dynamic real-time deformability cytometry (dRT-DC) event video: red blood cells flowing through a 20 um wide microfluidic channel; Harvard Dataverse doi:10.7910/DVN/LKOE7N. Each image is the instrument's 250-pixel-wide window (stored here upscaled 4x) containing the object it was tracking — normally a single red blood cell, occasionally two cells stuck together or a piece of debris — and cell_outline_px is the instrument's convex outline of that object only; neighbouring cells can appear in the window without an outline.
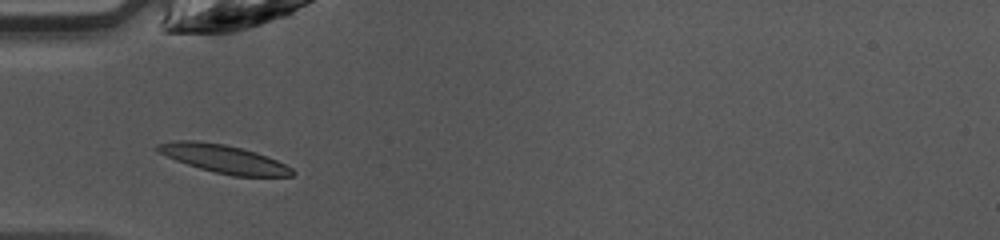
{"species": "common noctule bat (a hibernating species)", "species_latin": "Nyctalus noctula", "temperature_condition": "warm", "stored_images_in_passage": 34, "camera_frame_rate_fps": 3000, "um_per_image_px": 0.085, "animal": {"sex": "female", "body_mass_g": 10.0, "forearm_length_mm": 53.1}, "frame": {"image": 1, "passage_image": 2, "time_ms": 0.333, "image_size_px": [1000, 240], "cell_outline_px": [[296, 172], [292, 176], [232, 176], [200, 168], [176, 160], [160, 152], [156, 148], [156, 144], [176, 140], [196, 140], [224, 144], [256, 152], [268, 156], [292, 168]], "centroid_in_image_um": [19.04, 13.5], "position_along_channel_um": 66.0, "area_um2": 21.85}}
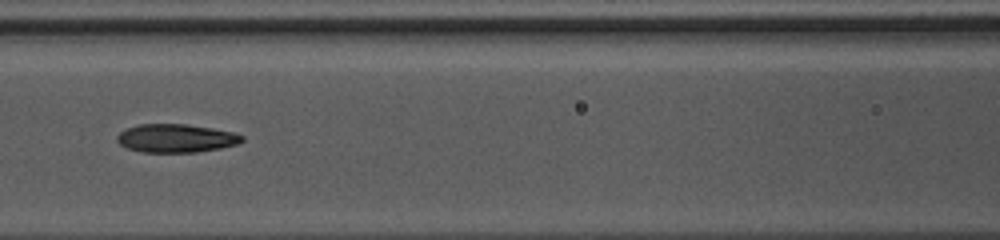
{"frame": {"image": 2, "passage_image": 8, "time_ms": 2.333, "image_size_px": [1000, 240], "cell_outline_px": [[244, 140], [236, 144], [220, 148], [196, 152], [144, 152], [128, 148], [120, 144], [116, 140], [116, 136], [120, 132], [128, 128], [140, 124], [184, 124], [212, 128], [232, 132], [244, 136]], "centroid_in_image_um": [14.96, 11.75], "position_along_channel_um": 151.6, "area_um2": 20.46}}
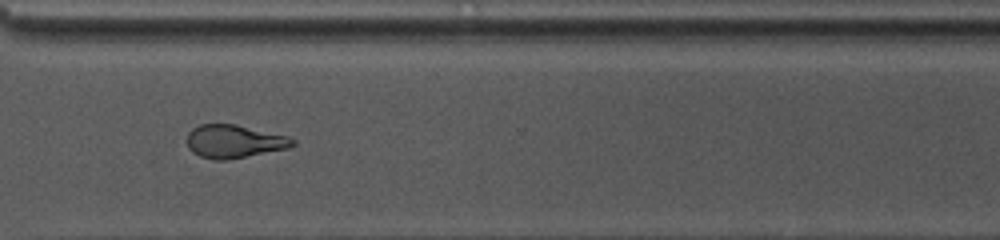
{"frame": {"image": 3, "passage_image": 22, "time_ms": 7.0, "image_size_px": [1000, 240], "cell_outline_px": [[296, 144], [288, 148], [224, 160], [212, 160], [200, 156], [192, 152], [188, 148], [188, 132], [192, 128], [200, 124], [236, 124], [288, 136], [296, 140]], "centroid_in_image_um": [19.89, 12.01], "position_along_channel_um": 350.7, "area_um2": 20.35}, "authors_computed_cell_mechanics": {"area_um2": 20.8658, "velocity_mm_per_s": 4.2769, "shape_relaxation_time_tau1_ms": 4.3527, "shape_relaxation_time_tau2_ms": 3.8659, "deformation_change_tau1": 0.1856, "deformation_change_tau2": 0.1377}}